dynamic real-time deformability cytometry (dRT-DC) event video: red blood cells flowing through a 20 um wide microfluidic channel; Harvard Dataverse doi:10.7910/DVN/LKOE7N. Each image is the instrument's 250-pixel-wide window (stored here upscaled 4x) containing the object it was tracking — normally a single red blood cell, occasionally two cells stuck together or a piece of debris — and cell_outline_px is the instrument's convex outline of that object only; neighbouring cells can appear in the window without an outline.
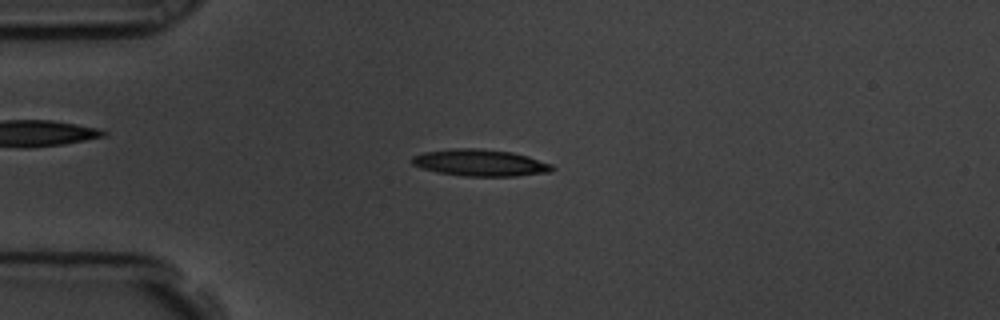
{"species": "common noctule bat (a hibernating species)", "species_latin": "Nyctalus noctula", "temperature_condition": "room temperature", "stored_images_in_passage": 57, "camera_frame_rate_fps": 3000, "um_per_image_px": 0.085, "animal": {"sex": "male", "body_mass_g": 19.5, "forearm_length_mm": 54.6}, "frame": {"image": 1, "passage_image": 14, "time_ms": 4.333, "image_size_px": [1000, 320], "cell_outline_px": [[556, 168], [552, 172], [516, 176], [464, 176], [436, 172], [412, 164], [412, 156], [424, 152], [456, 148], [476, 148], [512, 152], [528, 156], [552, 164]], "centroid_in_image_um": [40.86, 13.84], "position_along_channel_um": 44.1, "area_um2": 21.85}}
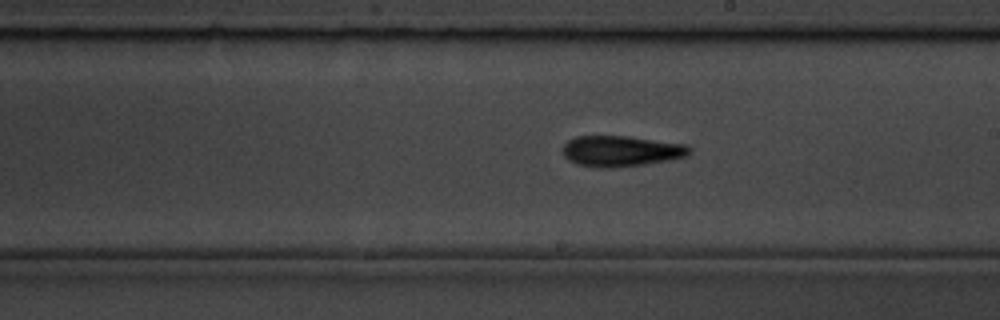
{"frame": {"image": 2, "passage_image": 32, "time_ms": 10.333, "image_size_px": [1000, 320], "cell_outline_px": [[692, 152], [688, 156], [668, 160], [644, 164], [608, 168], [596, 168], [576, 164], [568, 160], [564, 156], [560, 148], [568, 140], [576, 136], [628, 136], [684, 144], [692, 148]], "centroid_in_image_um": [52.75, 12.84], "position_along_channel_um": 236.2, "area_um2": 22.95}}
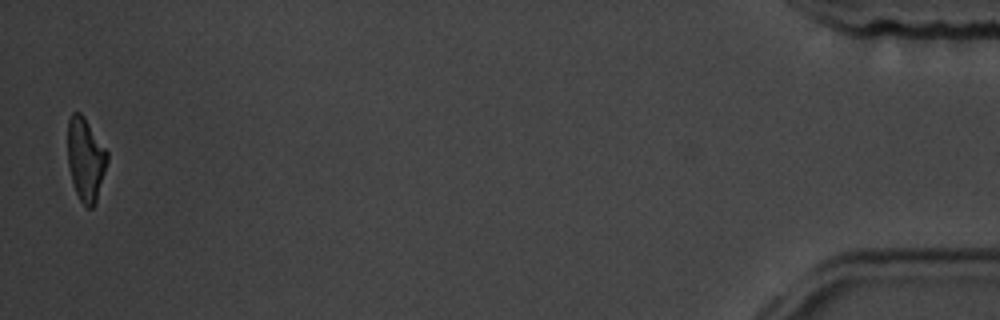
{"frame": {"image": 3, "passage_image": 56, "time_ms": 18.333, "image_size_px": [1000, 320], "cell_outline_px": [[108, 160], [96, 204], [92, 208], [88, 208], [80, 200], [76, 192], [72, 180], [68, 164], [68, 120], [72, 112], [80, 112], [84, 116], [108, 152]], "centroid_in_image_um": [7.29, 13.54], "position_along_channel_um": 427.9, "area_um2": 19.19}, "authors_computed_cell_mechanics": {"area_um2": 21.0392, "velocity_mm_per_s": 3.5571, "shape_relaxation_time_tau1_ms": 4.9995, "shape_relaxation_time_tau2_ms": 7.0161, "deformation_change_tau1": 0.1603, "deformation_change_tau2": 0.1846}}